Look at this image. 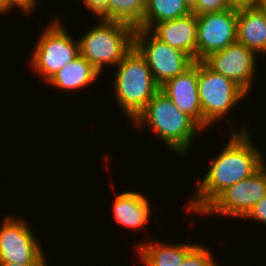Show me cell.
Returning a JSON list of instances; mask_svg holds the SVG:
<instances>
[{"instance_id":"cell-1","label":"cell","mask_w":266,"mask_h":266,"mask_svg":"<svg viewBox=\"0 0 266 266\" xmlns=\"http://www.w3.org/2000/svg\"><path fill=\"white\" fill-rule=\"evenodd\" d=\"M247 129L243 126L241 130H231L230 140L213 158L196 194L188 200V212L199 215L227 187L252 176L266 163L265 155L254 145Z\"/></svg>"},{"instance_id":"cell-2","label":"cell","mask_w":266,"mask_h":266,"mask_svg":"<svg viewBox=\"0 0 266 266\" xmlns=\"http://www.w3.org/2000/svg\"><path fill=\"white\" fill-rule=\"evenodd\" d=\"M132 122L136 127H151L171 152L185 157L192 146L194 136L203 130L191 117L180 111L161 90Z\"/></svg>"},{"instance_id":"cell-3","label":"cell","mask_w":266,"mask_h":266,"mask_svg":"<svg viewBox=\"0 0 266 266\" xmlns=\"http://www.w3.org/2000/svg\"><path fill=\"white\" fill-rule=\"evenodd\" d=\"M112 82L120 109L133 121L160 90L145 58L134 47L117 65Z\"/></svg>"},{"instance_id":"cell-4","label":"cell","mask_w":266,"mask_h":266,"mask_svg":"<svg viewBox=\"0 0 266 266\" xmlns=\"http://www.w3.org/2000/svg\"><path fill=\"white\" fill-rule=\"evenodd\" d=\"M135 30L129 24L99 18V24L78 40L80 55L100 73L105 65L117 66L134 48Z\"/></svg>"},{"instance_id":"cell-5","label":"cell","mask_w":266,"mask_h":266,"mask_svg":"<svg viewBox=\"0 0 266 266\" xmlns=\"http://www.w3.org/2000/svg\"><path fill=\"white\" fill-rule=\"evenodd\" d=\"M198 94L203 111V130L227 117L232 107L248 95L233 80L212 71L202 61H198Z\"/></svg>"},{"instance_id":"cell-6","label":"cell","mask_w":266,"mask_h":266,"mask_svg":"<svg viewBox=\"0 0 266 266\" xmlns=\"http://www.w3.org/2000/svg\"><path fill=\"white\" fill-rule=\"evenodd\" d=\"M54 21L43 30L29 59L31 68L46 82L80 55L78 40L72 38L60 21Z\"/></svg>"},{"instance_id":"cell-7","label":"cell","mask_w":266,"mask_h":266,"mask_svg":"<svg viewBox=\"0 0 266 266\" xmlns=\"http://www.w3.org/2000/svg\"><path fill=\"white\" fill-rule=\"evenodd\" d=\"M134 47L145 58L159 86L185 72L195 63L190 55L160 41L147 29L135 30Z\"/></svg>"},{"instance_id":"cell-8","label":"cell","mask_w":266,"mask_h":266,"mask_svg":"<svg viewBox=\"0 0 266 266\" xmlns=\"http://www.w3.org/2000/svg\"><path fill=\"white\" fill-rule=\"evenodd\" d=\"M14 217L4 216L0 225V263L48 265L29 223Z\"/></svg>"},{"instance_id":"cell-9","label":"cell","mask_w":266,"mask_h":266,"mask_svg":"<svg viewBox=\"0 0 266 266\" xmlns=\"http://www.w3.org/2000/svg\"><path fill=\"white\" fill-rule=\"evenodd\" d=\"M266 196V163L252 176L222 191L199 215H223L244 219Z\"/></svg>"},{"instance_id":"cell-10","label":"cell","mask_w":266,"mask_h":266,"mask_svg":"<svg viewBox=\"0 0 266 266\" xmlns=\"http://www.w3.org/2000/svg\"><path fill=\"white\" fill-rule=\"evenodd\" d=\"M197 16V61L237 41V6Z\"/></svg>"},{"instance_id":"cell-11","label":"cell","mask_w":266,"mask_h":266,"mask_svg":"<svg viewBox=\"0 0 266 266\" xmlns=\"http://www.w3.org/2000/svg\"><path fill=\"white\" fill-rule=\"evenodd\" d=\"M257 54L237 41L225 49L211 53L202 62L212 71L230 78L247 93L256 73Z\"/></svg>"},{"instance_id":"cell-12","label":"cell","mask_w":266,"mask_h":266,"mask_svg":"<svg viewBox=\"0 0 266 266\" xmlns=\"http://www.w3.org/2000/svg\"><path fill=\"white\" fill-rule=\"evenodd\" d=\"M160 90L176 107L203 129V111L198 94V61L185 72L166 81Z\"/></svg>"},{"instance_id":"cell-13","label":"cell","mask_w":266,"mask_h":266,"mask_svg":"<svg viewBox=\"0 0 266 266\" xmlns=\"http://www.w3.org/2000/svg\"><path fill=\"white\" fill-rule=\"evenodd\" d=\"M149 31L170 47L197 61V16L195 13L154 24Z\"/></svg>"},{"instance_id":"cell-14","label":"cell","mask_w":266,"mask_h":266,"mask_svg":"<svg viewBox=\"0 0 266 266\" xmlns=\"http://www.w3.org/2000/svg\"><path fill=\"white\" fill-rule=\"evenodd\" d=\"M237 42L256 54L266 53V11L259 2L237 6Z\"/></svg>"},{"instance_id":"cell-15","label":"cell","mask_w":266,"mask_h":266,"mask_svg":"<svg viewBox=\"0 0 266 266\" xmlns=\"http://www.w3.org/2000/svg\"><path fill=\"white\" fill-rule=\"evenodd\" d=\"M149 199L143 193L124 191L117 195L113 204V214L116 223L125 228H142L151 216Z\"/></svg>"},{"instance_id":"cell-16","label":"cell","mask_w":266,"mask_h":266,"mask_svg":"<svg viewBox=\"0 0 266 266\" xmlns=\"http://www.w3.org/2000/svg\"><path fill=\"white\" fill-rule=\"evenodd\" d=\"M197 244L154 242L136 244L137 254L144 266H181L185 256Z\"/></svg>"},{"instance_id":"cell-17","label":"cell","mask_w":266,"mask_h":266,"mask_svg":"<svg viewBox=\"0 0 266 266\" xmlns=\"http://www.w3.org/2000/svg\"><path fill=\"white\" fill-rule=\"evenodd\" d=\"M98 77L100 72L79 55L56 72L46 83L60 90L77 91L89 86Z\"/></svg>"},{"instance_id":"cell-18","label":"cell","mask_w":266,"mask_h":266,"mask_svg":"<svg viewBox=\"0 0 266 266\" xmlns=\"http://www.w3.org/2000/svg\"><path fill=\"white\" fill-rule=\"evenodd\" d=\"M191 12L184 0H146L143 21L136 29L149 30L154 24L174 20Z\"/></svg>"},{"instance_id":"cell-19","label":"cell","mask_w":266,"mask_h":266,"mask_svg":"<svg viewBox=\"0 0 266 266\" xmlns=\"http://www.w3.org/2000/svg\"><path fill=\"white\" fill-rule=\"evenodd\" d=\"M146 0H109L98 18L119 21L137 28L143 21Z\"/></svg>"},{"instance_id":"cell-20","label":"cell","mask_w":266,"mask_h":266,"mask_svg":"<svg viewBox=\"0 0 266 266\" xmlns=\"http://www.w3.org/2000/svg\"><path fill=\"white\" fill-rule=\"evenodd\" d=\"M212 258L213 256L209 249L198 243L185 256L181 266H216V262Z\"/></svg>"},{"instance_id":"cell-21","label":"cell","mask_w":266,"mask_h":266,"mask_svg":"<svg viewBox=\"0 0 266 266\" xmlns=\"http://www.w3.org/2000/svg\"><path fill=\"white\" fill-rule=\"evenodd\" d=\"M233 4L230 0H198L191 9L196 15L219 12L231 8Z\"/></svg>"},{"instance_id":"cell-22","label":"cell","mask_w":266,"mask_h":266,"mask_svg":"<svg viewBox=\"0 0 266 266\" xmlns=\"http://www.w3.org/2000/svg\"><path fill=\"white\" fill-rule=\"evenodd\" d=\"M245 219L256 220L259 223L261 222V224H266V196L254 205L244 220Z\"/></svg>"},{"instance_id":"cell-23","label":"cell","mask_w":266,"mask_h":266,"mask_svg":"<svg viewBox=\"0 0 266 266\" xmlns=\"http://www.w3.org/2000/svg\"><path fill=\"white\" fill-rule=\"evenodd\" d=\"M85 7L89 9L95 16H99L108 6L109 0H81Z\"/></svg>"},{"instance_id":"cell-24","label":"cell","mask_w":266,"mask_h":266,"mask_svg":"<svg viewBox=\"0 0 266 266\" xmlns=\"http://www.w3.org/2000/svg\"><path fill=\"white\" fill-rule=\"evenodd\" d=\"M9 5L14 9L15 7L20 8V11L24 13H33L34 7H37V0H6Z\"/></svg>"},{"instance_id":"cell-25","label":"cell","mask_w":266,"mask_h":266,"mask_svg":"<svg viewBox=\"0 0 266 266\" xmlns=\"http://www.w3.org/2000/svg\"><path fill=\"white\" fill-rule=\"evenodd\" d=\"M13 8L9 5L6 0H0V15L6 14L8 11H12Z\"/></svg>"},{"instance_id":"cell-26","label":"cell","mask_w":266,"mask_h":266,"mask_svg":"<svg viewBox=\"0 0 266 266\" xmlns=\"http://www.w3.org/2000/svg\"><path fill=\"white\" fill-rule=\"evenodd\" d=\"M259 0H230V2L233 5H246V4H254V3H258Z\"/></svg>"},{"instance_id":"cell-27","label":"cell","mask_w":266,"mask_h":266,"mask_svg":"<svg viewBox=\"0 0 266 266\" xmlns=\"http://www.w3.org/2000/svg\"><path fill=\"white\" fill-rule=\"evenodd\" d=\"M0 266H48V265H23L15 263H0Z\"/></svg>"},{"instance_id":"cell-28","label":"cell","mask_w":266,"mask_h":266,"mask_svg":"<svg viewBox=\"0 0 266 266\" xmlns=\"http://www.w3.org/2000/svg\"><path fill=\"white\" fill-rule=\"evenodd\" d=\"M184 1L188 5V7L192 9L197 4L198 0H184Z\"/></svg>"},{"instance_id":"cell-29","label":"cell","mask_w":266,"mask_h":266,"mask_svg":"<svg viewBox=\"0 0 266 266\" xmlns=\"http://www.w3.org/2000/svg\"><path fill=\"white\" fill-rule=\"evenodd\" d=\"M258 2L262 5L264 10L266 11V0H259Z\"/></svg>"}]
</instances>
